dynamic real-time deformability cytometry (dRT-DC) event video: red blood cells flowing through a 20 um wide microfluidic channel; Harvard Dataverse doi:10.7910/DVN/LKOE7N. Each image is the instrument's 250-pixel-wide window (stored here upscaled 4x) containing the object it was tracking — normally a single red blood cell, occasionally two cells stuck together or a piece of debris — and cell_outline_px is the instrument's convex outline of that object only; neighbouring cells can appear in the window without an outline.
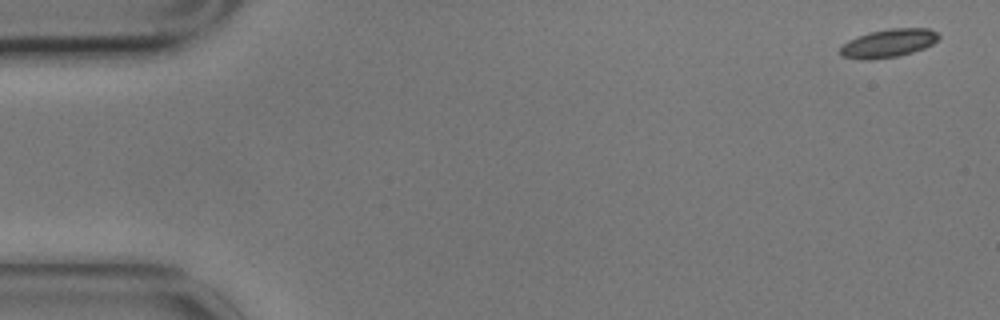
{"species": "common noctule bat (a hibernating species)", "species_latin": "Nyctalus noctula", "temperature_condition": "cold", "stored_images_in_passage": 5, "camera_frame_rate_fps": 3000, "um_per_image_px": 0.085, "animal": {"sex": "male", "body_mass_g": 17.9}, "frame": {"image": 1, "passage_image": 1, "time_ms": 0.0, "image_size_px": [1000, 320], "cell_outline_px": [[940, 36], [932, 44], [924, 48], [912, 52], [896, 56], [872, 60], [864, 60], [840, 56], [840, 48], [848, 40], [868, 32], [888, 28], [928, 28], [936, 32]], "centroid_in_image_um": [75.49, 3.67], "position_along_channel_um": 9.5, "area_um2": 16.24}}
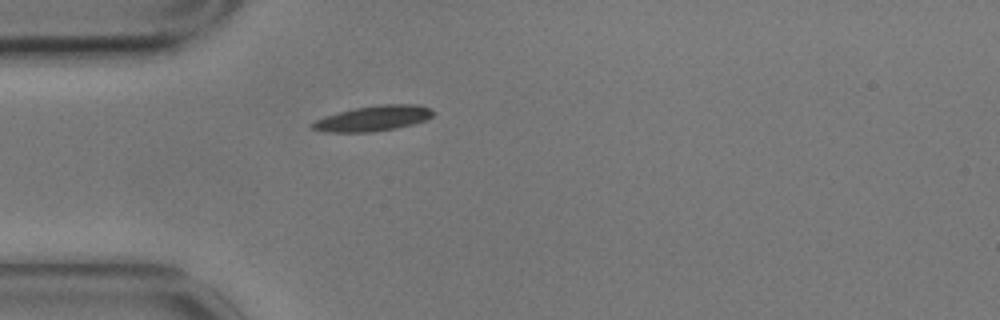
{"frame": {"image": 2, "passage_image": 5, "time_ms": 1.333, "image_size_px": [1000, 320], "cell_outline_px": [[432, 116], [424, 120], [412, 124], [396, 128], [372, 132], [328, 132], [312, 128], [308, 124], [324, 116], [356, 108], [380, 104], [416, 104], [428, 108], [432, 112]], "centroid_in_image_um": [31.68, 10.06], "position_along_channel_um": 53.3, "area_um2": 17.57}}